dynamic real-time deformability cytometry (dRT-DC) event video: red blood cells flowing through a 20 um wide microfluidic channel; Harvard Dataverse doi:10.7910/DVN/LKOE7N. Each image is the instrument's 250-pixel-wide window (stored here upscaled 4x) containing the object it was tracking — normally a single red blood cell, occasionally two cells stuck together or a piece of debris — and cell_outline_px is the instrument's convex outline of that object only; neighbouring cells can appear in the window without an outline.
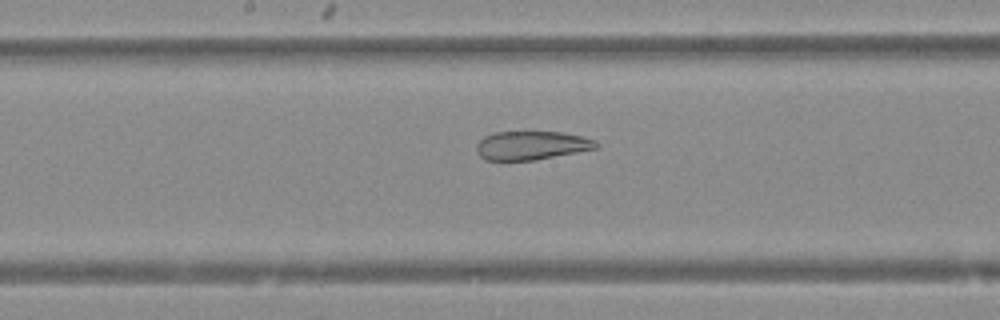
{"species": "Egyptian fruit bat (a non-hibernating species)", "species_latin": "Rousettus aegyptiacus", "temperature_condition": "warm", "stored_images_in_passage": 33, "camera_frame_rate_fps": 3000, "um_per_image_px": 0.085, "animal": {"sex": "female"}, "frame": {"image": 1, "passage_image": 13, "time_ms": 4.0, "image_size_px": [1000, 320], "cell_outline_px": [[600, 144], [596, 148], [536, 160], [484, 160], [476, 152], [476, 144], [484, 136], [496, 132], [564, 132], [596, 140]], "centroid_in_image_um": [45.16, 12.36], "position_along_channel_um": 203.0, "area_um2": 20.0}}
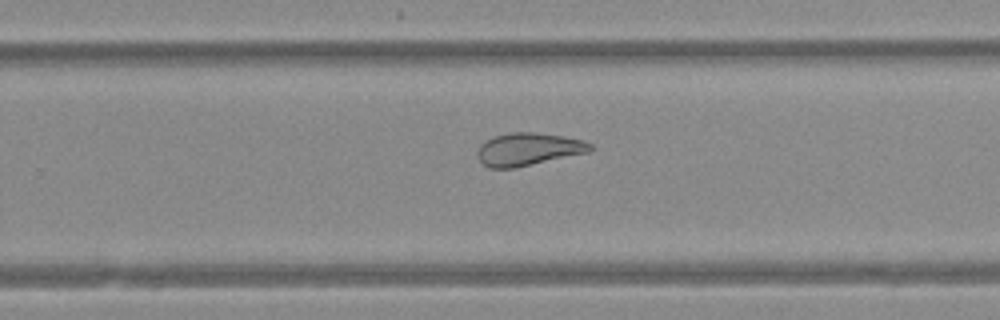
{"frame": {"image": 2, "passage_image": 19, "time_ms": 6.0, "image_size_px": [1000, 320], "cell_outline_px": [[592, 152], [516, 168], [488, 168], [476, 156], [476, 152], [480, 144], [484, 140], [496, 136], [512, 132], [536, 132], [564, 136], [584, 140], [592, 144]], "centroid_in_image_um": [44.93, 12.69], "position_along_channel_um": 284.9, "area_um2": 21.91}}
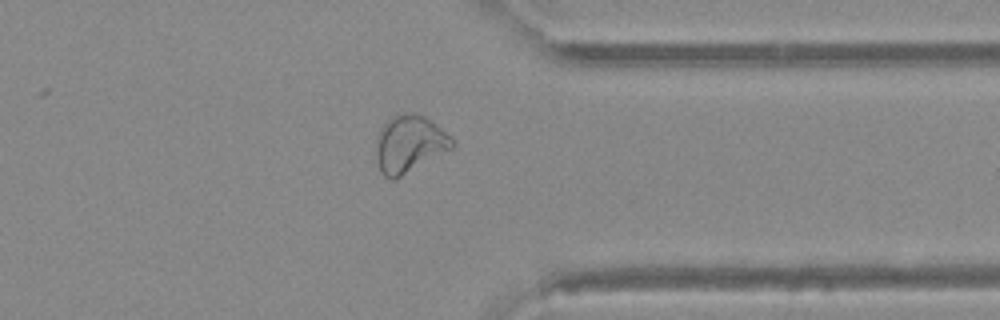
{"frame": {"image": 3, "passage_image": 26, "time_ms": 8.333, "image_size_px": [1000, 320], "cell_outline_px": [[456, 144], [452, 148], [400, 176], [392, 180], [384, 176], [380, 172], [376, 156], [376, 140], [380, 128], [392, 116], [424, 116], [440, 128]], "centroid_in_image_um": [34.75, 12.28], "position_along_channel_um": 376.6, "area_um2": 24.33}}